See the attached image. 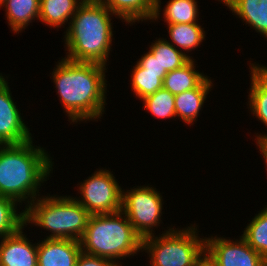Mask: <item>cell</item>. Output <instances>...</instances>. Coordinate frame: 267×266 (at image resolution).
<instances>
[{
  "label": "cell",
  "instance_id": "obj_10",
  "mask_svg": "<svg viewBox=\"0 0 267 266\" xmlns=\"http://www.w3.org/2000/svg\"><path fill=\"white\" fill-rule=\"evenodd\" d=\"M8 77L0 73V145L20 144L34 137L13 100Z\"/></svg>",
  "mask_w": 267,
  "mask_h": 266
},
{
  "label": "cell",
  "instance_id": "obj_3",
  "mask_svg": "<svg viewBox=\"0 0 267 266\" xmlns=\"http://www.w3.org/2000/svg\"><path fill=\"white\" fill-rule=\"evenodd\" d=\"M113 14L100 0H84L65 29V57L74 62L109 65L114 39ZM113 17V18H111ZM108 63V64H107Z\"/></svg>",
  "mask_w": 267,
  "mask_h": 266
},
{
  "label": "cell",
  "instance_id": "obj_1",
  "mask_svg": "<svg viewBox=\"0 0 267 266\" xmlns=\"http://www.w3.org/2000/svg\"><path fill=\"white\" fill-rule=\"evenodd\" d=\"M61 58L49 76L69 123L101 121L106 114L108 67Z\"/></svg>",
  "mask_w": 267,
  "mask_h": 266
},
{
  "label": "cell",
  "instance_id": "obj_19",
  "mask_svg": "<svg viewBox=\"0 0 267 266\" xmlns=\"http://www.w3.org/2000/svg\"><path fill=\"white\" fill-rule=\"evenodd\" d=\"M166 27L169 35L167 41L187 57L194 59V56H190L189 53L196 50L197 47L200 48V44L203 45L207 33L204 30L205 27L200 23L171 24Z\"/></svg>",
  "mask_w": 267,
  "mask_h": 266
},
{
  "label": "cell",
  "instance_id": "obj_7",
  "mask_svg": "<svg viewBox=\"0 0 267 266\" xmlns=\"http://www.w3.org/2000/svg\"><path fill=\"white\" fill-rule=\"evenodd\" d=\"M161 194L150 184L122 189V211L142 239L157 234L155 229H160L163 223L161 219L165 212L162 210L166 201Z\"/></svg>",
  "mask_w": 267,
  "mask_h": 266
},
{
  "label": "cell",
  "instance_id": "obj_13",
  "mask_svg": "<svg viewBox=\"0 0 267 266\" xmlns=\"http://www.w3.org/2000/svg\"><path fill=\"white\" fill-rule=\"evenodd\" d=\"M208 76L197 88L184 91L175 95L176 117L184 122V125H194L200 117L204 103L211 90L214 88L212 77Z\"/></svg>",
  "mask_w": 267,
  "mask_h": 266
},
{
  "label": "cell",
  "instance_id": "obj_2",
  "mask_svg": "<svg viewBox=\"0 0 267 266\" xmlns=\"http://www.w3.org/2000/svg\"><path fill=\"white\" fill-rule=\"evenodd\" d=\"M33 141L0 145V195L16 200L24 209L41 196V186L52 177L55 165L47 148Z\"/></svg>",
  "mask_w": 267,
  "mask_h": 266
},
{
  "label": "cell",
  "instance_id": "obj_11",
  "mask_svg": "<svg viewBox=\"0 0 267 266\" xmlns=\"http://www.w3.org/2000/svg\"><path fill=\"white\" fill-rule=\"evenodd\" d=\"M26 227L0 239V266H38V242L27 237Z\"/></svg>",
  "mask_w": 267,
  "mask_h": 266
},
{
  "label": "cell",
  "instance_id": "obj_30",
  "mask_svg": "<svg viewBox=\"0 0 267 266\" xmlns=\"http://www.w3.org/2000/svg\"><path fill=\"white\" fill-rule=\"evenodd\" d=\"M193 266H217L215 261L205 251Z\"/></svg>",
  "mask_w": 267,
  "mask_h": 266
},
{
  "label": "cell",
  "instance_id": "obj_25",
  "mask_svg": "<svg viewBox=\"0 0 267 266\" xmlns=\"http://www.w3.org/2000/svg\"><path fill=\"white\" fill-rule=\"evenodd\" d=\"M24 218L23 206L10 197L0 195V239L18 231L24 225Z\"/></svg>",
  "mask_w": 267,
  "mask_h": 266
},
{
  "label": "cell",
  "instance_id": "obj_31",
  "mask_svg": "<svg viewBox=\"0 0 267 266\" xmlns=\"http://www.w3.org/2000/svg\"><path fill=\"white\" fill-rule=\"evenodd\" d=\"M5 2V0H0V6Z\"/></svg>",
  "mask_w": 267,
  "mask_h": 266
},
{
  "label": "cell",
  "instance_id": "obj_16",
  "mask_svg": "<svg viewBox=\"0 0 267 266\" xmlns=\"http://www.w3.org/2000/svg\"><path fill=\"white\" fill-rule=\"evenodd\" d=\"M162 0H156V7L151 22H160L163 17L166 25L199 23L198 0H169L165 6H161ZM163 8V9H162ZM162 9V10H161ZM163 15V16H162ZM199 18V19H198Z\"/></svg>",
  "mask_w": 267,
  "mask_h": 266
},
{
  "label": "cell",
  "instance_id": "obj_23",
  "mask_svg": "<svg viewBox=\"0 0 267 266\" xmlns=\"http://www.w3.org/2000/svg\"><path fill=\"white\" fill-rule=\"evenodd\" d=\"M147 50L158 60L162 70L170 72L185 65L190 58L167 41V38L156 37Z\"/></svg>",
  "mask_w": 267,
  "mask_h": 266
},
{
  "label": "cell",
  "instance_id": "obj_9",
  "mask_svg": "<svg viewBox=\"0 0 267 266\" xmlns=\"http://www.w3.org/2000/svg\"><path fill=\"white\" fill-rule=\"evenodd\" d=\"M205 251L217 266H267V261L242 237L205 236Z\"/></svg>",
  "mask_w": 267,
  "mask_h": 266
},
{
  "label": "cell",
  "instance_id": "obj_15",
  "mask_svg": "<svg viewBox=\"0 0 267 266\" xmlns=\"http://www.w3.org/2000/svg\"><path fill=\"white\" fill-rule=\"evenodd\" d=\"M267 41V0H217ZM234 13V14H233Z\"/></svg>",
  "mask_w": 267,
  "mask_h": 266
},
{
  "label": "cell",
  "instance_id": "obj_5",
  "mask_svg": "<svg viewBox=\"0 0 267 266\" xmlns=\"http://www.w3.org/2000/svg\"><path fill=\"white\" fill-rule=\"evenodd\" d=\"M24 211V225L48 231V239L80 241L91 216L73 196L57 193L38 196Z\"/></svg>",
  "mask_w": 267,
  "mask_h": 266
},
{
  "label": "cell",
  "instance_id": "obj_4",
  "mask_svg": "<svg viewBox=\"0 0 267 266\" xmlns=\"http://www.w3.org/2000/svg\"><path fill=\"white\" fill-rule=\"evenodd\" d=\"M80 243L83 252L110 259L117 266L142 253V238L122 210L91 215Z\"/></svg>",
  "mask_w": 267,
  "mask_h": 266
},
{
  "label": "cell",
  "instance_id": "obj_20",
  "mask_svg": "<svg viewBox=\"0 0 267 266\" xmlns=\"http://www.w3.org/2000/svg\"><path fill=\"white\" fill-rule=\"evenodd\" d=\"M84 0H40L39 22L50 28H64L69 26L70 20L76 13L78 6ZM69 21V22H68Z\"/></svg>",
  "mask_w": 267,
  "mask_h": 266
},
{
  "label": "cell",
  "instance_id": "obj_18",
  "mask_svg": "<svg viewBox=\"0 0 267 266\" xmlns=\"http://www.w3.org/2000/svg\"><path fill=\"white\" fill-rule=\"evenodd\" d=\"M0 8H4L6 22L14 34L25 31L30 23L39 20L40 0H5Z\"/></svg>",
  "mask_w": 267,
  "mask_h": 266
},
{
  "label": "cell",
  "instance_id": "obj_24",
  "mask_svg": "<svg viewBox=\"0 0 267 266\" xmlns=\"http://www.w3.org/2000/svg\"><path fill=\"white\" fill-rule=\"evenodd\" d=\"M167 73L144 72L137 63L134 64L130 72V88L133 96L139 100L146 96L154 94L157 90L163 88V79Z\"/></svg>",
  "mask_w": 267,
  "mask_h": 266
},
{
  "label": "cell",
  "instance_id": "obj_26",
  "mask_svg": "<svg viewBox=\"0 0 267 266\" xmlns=\"http://www.w3.org/2000/svg\"><path fill=\"white\" fill-rule=\"evenodd\" d=\"M142 101V107L151 113L155 119H173L176 121L175 95L161 88L154 94L146 96Z\"/></svg>",
  "mask_w": 267,
  "mask_h": 266
},
{
  "label": "cell",
  "instance_id": "obj_28",
  "mask_svg": "<svg viewBox=\"0 0 267 266\" xmlns=\"http://www.w3.org/2000/svg\"><path fill=\"white\" fill-rule=\"evenodd\" d=\"M136 63L144 69V72H152V73H168L166 70H162L158 60L154 58V56L147 51L136 61Z\"/></svg>",
  "mask_w": 267,
  "mask_h": 266
},
{
  "label": "cell",
  "instance_id": "obj_12",
  "mask_svg": "<svg viewBox=\"0 0 267 266\" xmlns=\"http://www.w3.org/2000/svg\"><path fill=\"white\" fill-rule=\"evenodd\" d=\"M41 239L38 241V266H76L82 252L80 241Z\"/></svg>",
  "mask_w": 267,
  "mask_h": 266
},
{
  "label": "cell",
  "instance_id": "obj_6",
  "mask_svg": "<svg viewBox=\"0 0 267 266\" xmlns=\"http://www.w3.org/2000/svg\"><path fill=\"white\" fill-rule=\"evenodd\" d=\"M197 224L182 229L167 226L159 234L143 238L142 252L147 254L149 266H193L205 252V237L198 233Z\"/></svg>",
  "mask_w": 267,
  "mask_h": 266
},
{
  "label": "cell",
  "instance_id": "obj_17",
  "mask_svg": "<svg viewBox=\"0 0 267 266\" xmlns=\"http://www.w3.org/2000/svg\"><path fill=\"white\" fill-rule=\"evenodd\" d=\"M118 20L132 26L137 23L150 22L153 18L156 0H100ZM137 22V23H136Z\"/></svg>",
  "mask_w": 267,
  "mask_h": 266
},
{
  "label": "cell",
  "instance_id": "obj_21",
  "mask_svg": "<svg viewBox=\"0 0 267 266\" xmlns=\"http://www.w3.org/2000/svg\"><path fill=\"white\" fill-rule=\"evenodd\" d=\"M196 59H190L185 65L168 72L163 79V88L173 95L197 88L208 76L197 70Z\"/></svg>",
  "mask_w": 267,
  "mask_h": 266
},
{
  "label": "cell",
  "instance_id": "obj_27",
  "mask_svg": "<svg viewBox=\"0 0 267 266\" xmlns=\"http://www.w3.org/2000/svg\"><path fill=\"white\" fill-rule=\"evenodd\" d=\"M76 266H117V265L110 259L99 257L96 255H91L82 251L78 257Z\"/></svg>",
  "mask_w": 267,
  "mask_h": 266
},
{
  "label": "cell",
  "instance_id": "obj_22",
  "mask_svg": "<svg viewBox=\"0 0 267 266\" xmlns=\"http://www.w3.org/2000/svg\"><path fill=\"white\" fill-rule=\"evenodd\" d=\"M257 212L248 220L241 236L267 261V205Z\"/></svg>",
  "mask_w": 267,
  "mask_h": 266
},
{
  "label": "cell",
  "instance_id": "obj_14",
  "mask_svg": "<svg viewBox=\"0 0 267 266\" xmlns=\"http://www.w3.org/2000/svg\"><path fill=\"white\" fill-rule=\"evenodd\" d=\"M250 87L247 95L248 113L267 128V66L248 61Z\"/></svg>",
  "mask_w": 267,
  "mask_h": 266
},
{
  "label": "cell",
  "instance_id": "obj_29",
  "mask_svg": "<svg viewBox=\"0 0 267 266\" xmlns=\"http://www.w3.org/2000/svg\"><path fill=\"white\" fill-rule=\"evenodd\" d=\"M254 141L256 143L257 149H259V153L264 161V164L266 165L265 169L267 171V134L263 132H257L255 133Z\"/></svg>",
  "mask_w": 267,
  "mask_h": 266
},
{
  "label": "cell",
  "instance_id": "obj_8",
  "mask_svg": "<svg viewBox=\"0 0 267 266\" xmlns=\"http://www.w3.org/2000/svg\"><path fill=\"white\" fill-rule=\"evenodd\" d=\"M97 170V171H96ZM77 184L74 198L91 214L114 213L122 210V188L113 171L97 168Z\"/></svg>",
  "mask_w": 267,
  "mask_h": 266
}]
</instances>
